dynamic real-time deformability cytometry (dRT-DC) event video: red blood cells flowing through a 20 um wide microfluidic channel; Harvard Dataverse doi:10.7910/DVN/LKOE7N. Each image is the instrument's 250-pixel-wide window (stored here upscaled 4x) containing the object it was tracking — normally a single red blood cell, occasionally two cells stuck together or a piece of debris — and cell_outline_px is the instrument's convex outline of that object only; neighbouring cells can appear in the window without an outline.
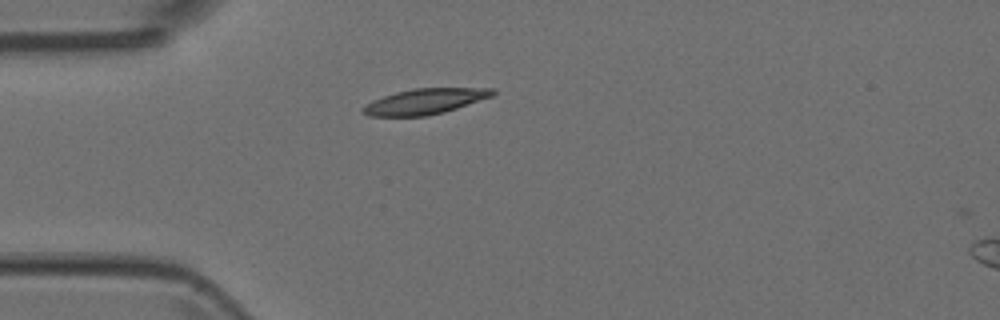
{"species": "Egyptian fruit bat (a non-hibernating species)", "species_latin": "Rousettus aegyptiacus", "temperature_condition": "room temperature", "stored_images_in_passage": 1, "camera_frame_rate_fps": 3000, "um_per_image_px": 0.085, "animal": {"sex": "female"}, "frame": {"image": 1, "passage_image": 1, "time_ms": 0.0, "image_size_px": [1000, 320], "cell_outline_px": [[496, 92], [492, 96], [444, 112], [424, 116], [368, 116], [360, 112], [360, 108], [372, 100], [396, 92], [412, 88], [496, 88]], "centroid_in_image_um": [36.08, 8.62], "position_along_channel_um": 48.9, "area_um2": 19.31}}